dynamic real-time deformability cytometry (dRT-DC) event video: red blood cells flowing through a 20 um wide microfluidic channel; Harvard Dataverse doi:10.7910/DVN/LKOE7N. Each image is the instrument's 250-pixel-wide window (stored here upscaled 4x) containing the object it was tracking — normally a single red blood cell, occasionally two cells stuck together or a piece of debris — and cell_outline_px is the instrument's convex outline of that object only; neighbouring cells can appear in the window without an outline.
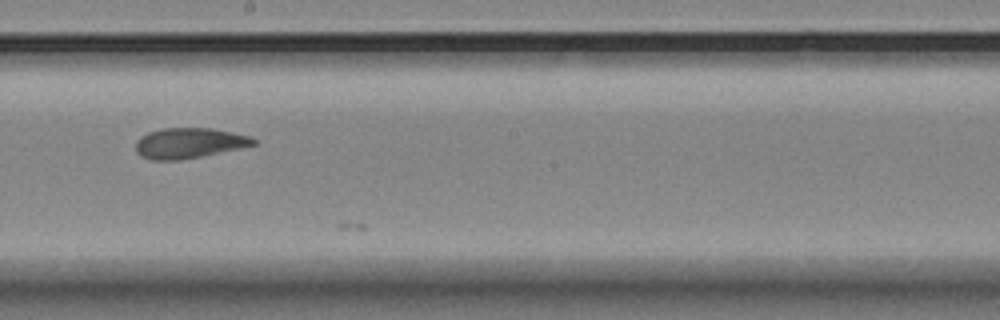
{"species": "Egyptian fruit bat (a non-hibernating species)", "species_latin": "Rousettus aegyptiacus", "temperature_condition": "room temperature", "stored_images_in_passage": 35, "camera_frame_rate_fps": 3000, "um_per_image_px": 0.085, "animal": {"sex": "female"}, "frame": {"image": 1, "passage_image": 32, "time_ms": 10.333, "image_size_px": [1000, 320], "cell_outline_px": [[256, 144], [240, 148], [180, 160], [152, 160], [140, 156], [136, 152], [136, 140], [140, 136], [148, 132], [164, 128], [212, 128], [252, 136], [256, 140]], "centroid_in_image_um": [16.05, 12.15], "position_along_channel_um": 232.1, "area_um2": 20.87}}